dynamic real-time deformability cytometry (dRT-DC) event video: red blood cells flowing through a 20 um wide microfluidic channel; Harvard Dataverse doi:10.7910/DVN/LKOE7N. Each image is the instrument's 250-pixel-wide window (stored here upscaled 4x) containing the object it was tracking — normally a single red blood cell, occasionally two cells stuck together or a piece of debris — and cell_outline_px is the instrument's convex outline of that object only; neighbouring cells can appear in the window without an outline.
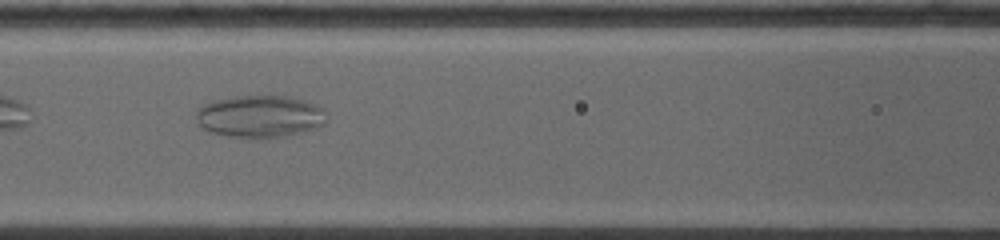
{"species": "common noctule bat (a hibernating species)", "species_latin": "Nyctalus noctula", "temperature_condition": "warm", "stored_images_in_passage": 5, "camera_frame_rate_fps": 5000, "um_per_image_px": 0.085, "animal": {"sex": "female", "body_mass_g": 19.0, "forearm_length_mm": 53.3}, "frame": {"image": 1, "passage_image": 4, "time_ms": 2.6, "image_size_px": [1000, 240], "cell_outline_px": [[328, 112], [324, 124], [316, 128], [304, 132], [284, 136], [260, 140], [228, 136], [212, 132], [204, 128], [200, 124], [196, 116], [196, 112], [204, 104], [212, 100], [232, 96], [292, 96], [316, 104], [324, 108]], "centroid_in_image_um": [22.15, 9.9], "position_along_channel_um": 144.5, "area_um2": 32.71}}
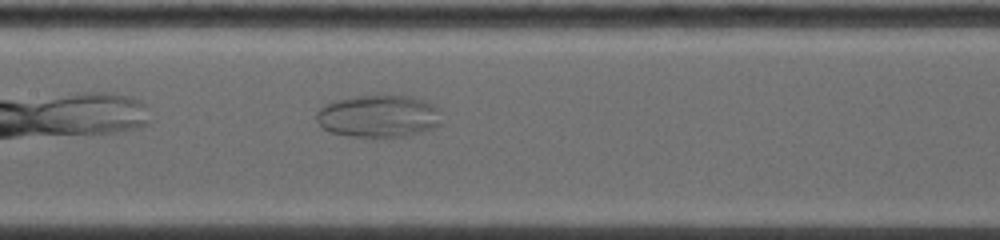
{"frame": {"image": 2, "passage_image": 5, "time_ms": 3.4, "image_size_px": [1000, 240], "cell_outline_px": [[440, 124], [432, 128], [420, 132], [404, 136], [376, 140], [348, 136], [332, 132], [324, 128], [316, 120], [316, 112], [324, 104], [336, 100], [360, 96], [412, 96], [424, 100], [440, 108]], "centroid_in_image_um": [32.18, 9.91], "position_along_channel_um": 175.2, "area_um2": 31.39}}